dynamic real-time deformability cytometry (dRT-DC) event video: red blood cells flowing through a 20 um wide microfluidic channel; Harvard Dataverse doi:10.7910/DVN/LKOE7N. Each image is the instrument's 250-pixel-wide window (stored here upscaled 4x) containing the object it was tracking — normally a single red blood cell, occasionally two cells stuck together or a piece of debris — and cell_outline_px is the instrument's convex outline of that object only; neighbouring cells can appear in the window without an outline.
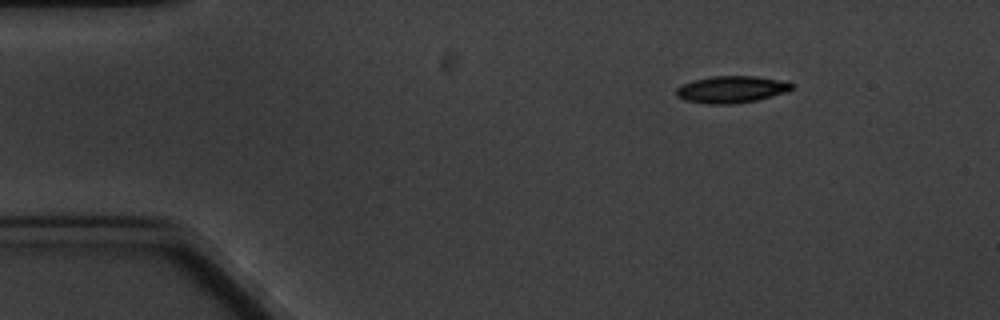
{"species": "common noctule bat (a hibernating species)", "species_latin": "Nyctalus noctula", "temperature_condition": "cold", "stored_images_in_passage": 7, "segment_of_instrument_passage": [2, 2], "camera_frame_rate_fps": 3000, "um_per_image_px": 0.085, "animal": {"sex": "male", "body_mass_g": 20.1, "forearm_length_mm": 53.5}, "frame": {"image": 1, "passage_image": 7, "time_ms": 7.667, "image_size_px": [1000, 320], "cell_outline_px": [[792, 88], [788, 92], [756, 100], [732, 104], [708, 104], [684, 100], [676, 96], [676, 88], [680, 84], [692, 80], [712, 76], [756, 76], [788, 80], [792, 84]], "centroid_in_image_um": [62.17, 7.59], "position_along_channel_um": 22.8, "area_um2": 18.44}}